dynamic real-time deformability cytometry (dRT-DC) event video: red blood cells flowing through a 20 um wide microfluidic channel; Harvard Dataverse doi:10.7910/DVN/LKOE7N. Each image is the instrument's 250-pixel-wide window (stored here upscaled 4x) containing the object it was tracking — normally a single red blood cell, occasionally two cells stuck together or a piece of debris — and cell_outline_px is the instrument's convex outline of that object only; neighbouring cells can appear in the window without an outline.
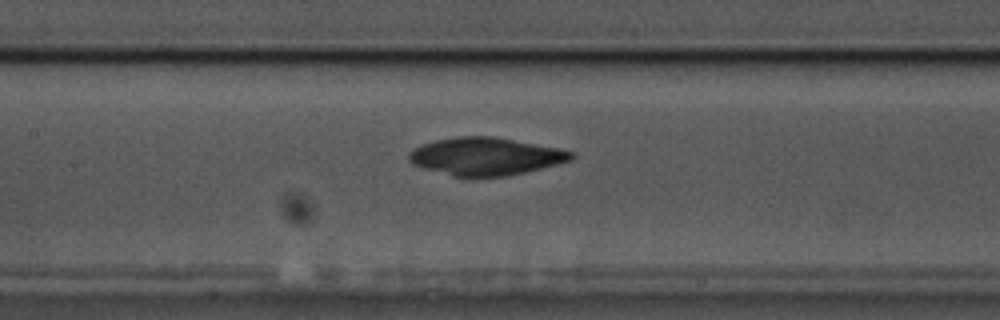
{"species": "common noctule bat (a hibernating species)", "species_latin": "Nyctalus noctula", "temperature_condition": "cold", "stored_images_in_passage": 40, "camera_frame_rate_fps": 3000, "um_per_image_px": 0.085, "animal": {"sex": "male", "body_mass_g": 17.5, "forearm_length_mm": 52.3}, "frame": {"image": 1, "passage_image": 9, "time_ms": 2.667, "image_size_px": [1000, 320], "cell_outline_px": [[576, 156], [572, 160], [508, 176], [452, 176], [420, 168], [412, 164], [408, 160], [408, 152], [424, 144], [436, 140], [456, 136], [492, 136], [560, 148], [572, 152]], "centroid_in_image_um": [41.25, 13.29], "position_along_channel_um": 166.2, "area_um2": 35.55}}
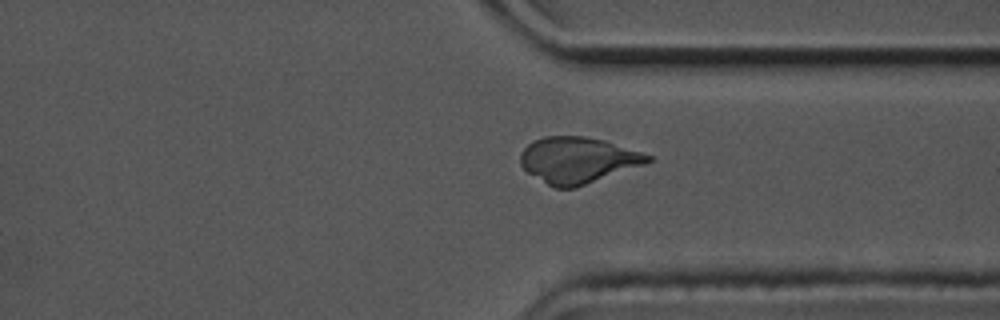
{"frame": {"image": 2, "passage_image": 26, "time_ms": 8.333, "image_size_px": [1000, 320], "cell_outline_px": [[652, 160], [644, 164], [576, 188], [556, 188], [548, 184], [528, 172], [520, 164], [520, 152], [532, 140], [544, 136], [584, 136], [604, 140], [652, 156]], "centroid_in_image_um": [49.08, 13.6], "position_along_channel_um": 362.3, "area_um2": 33.99}}